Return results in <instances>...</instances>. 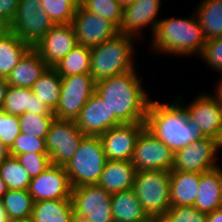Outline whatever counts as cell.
<instances>
[{
    "mask_svg": "<svg viewBox=\"0 0 222 222\" xmlns=\"http://www.w3.org/2000/svg\"><path fill=\"white\" fill-rule=\"evenodd\" d=\"M134 68L95 82V92L110 110V128L122 123H145L150 99Z\"/></svg>",
    "mask_w": 222,
    "mask_h": 222,
    "instance_id": "1",
    "label": "cell"
},
{
    "mask_svg": "<svg viewBox=\"0 0 222 222\" xmlns=\"http://www.w3.org/2000/svg\"><path fill=\"white\" fill-rule=\"evenodd\" d=\"M145 128L173 153L205 137L197 122L188 117L185 106L178 99L172 104L150 99Z\"/></svg>",
    "mask_w": 222,
    "mask_h": 222,
    "instance_id": "2",
    "label": "cell"
},
{
    "mask_svg": "<svg viewBox=\"0 0 222 222\" xmlns=\"http://www.w3.org/2000/svg\"><path fill=\"white\" fill-rule=\"evenodd\" d=\"M154 52L166 55L191 56L201 54L206 40L196 14L190 18L160 19L151 34ZM185 55V56H184Z\"/></svg>",
    "mask_w": 222,
    "mask_h": 222,
    "instance_id": "3",
    "label": "cell"
},
{
    "mask_svg": "<svg viewBox=\"0 0 222 222\" xmlns=\"http://www.w3.org/2000/svg\"><path fill=\"white\" fill-rule=\"evenodd\" d=\"M134 40L133 36L118 33L112 39L90 48L89 73L95 82L134 69Z\"/></svg>",
    "mask_w": 222,
    "mask_h": 222,
    "instance_id": "4",
    "label": "cell"
},
{
    "mask_svg": "<svg viewBox=\"0 0 222 222\" xmlns=\"http://www.w3.org/2000/svg\"><path fill=\"white\" fill-rule=\"evenodd\" d=\"M107 158L99 136H85L64 166L72 188L97 184Z\"/></svg>",
    "mask_w": 222,
    "mask_h": 222,
    "instance_id": "5",
    "label": "cell"
},
{
    "mask_svg": "<svg viewBox=\"0 0 222 222\" xmlns=\"http://www.w3.org/2000/svg\"><path fill=\"white\" fill-rule=\"evenodd\" d=\"M132 189L149 217L166 214L171 207L170 171H136Z\"/></svg>",
    "mask_w": 222,
    "mask_h": 222,
    "instance_id": "6",
    "label": "cell"
},
{
    "mask_svg": "<svg viewBox=\"0 0 222 222\" xmlns=\"http://www.w3.org/2000/svg\"><path fill=\"white\" fill-rule=\"evenodd\" d=\"M76 222H114L111 194L97 184L72 188Z\"/></svg>",
    "mask_w": 222,
    "mask_h": 222,
    "instance_id": "7",
    "label": "cell"
},
{
    "mask_svg": "<svg viewBox=\"0 0 222 222\" xmlns=\"http://www.w3.org/2000/svg\"><path fill=\"white\" fill-rule=\"evenodd\" d=\"M53 26L49 16L41 8L40 0H19L9 28L20 40L33 48Z\"/></svg>",
    "mask_w": 222,
    "mask_h": 222,
    "instance_id": "8",
    "label": "cell"
},
{
    "mask_svg": "<svg viewBox=\"0 0 222 222\" xmlns=\"http://www.w3.org/2000/svg\"><path fill=\"white\" fill-rule=\"evenodd\" d=\"M95 92V81L90 73L61 76V92L56 119L75 121L82 108Z\"/></svg>",
    "mask_w": 222,
    "mask_h": 222,
    "instance_id": "9",
    "label": "cell"
},
{
    "mask_svg": "<svg viewBox=\"0 0 222 222\" xmlns=\"http://www.w3.org/2000/svg\"><path fill=\"white\" fill-rule=\"evenodd\" d=\"M85 135L75 121L54 119L45 137L46 150L53 165L65 166L76 153Z\"/></svg>",
    "mask_w": 222,
    "mask_h": 222,
    "instance_id": "10",
    "label": "cell"
},
{
    "mask_svg": "<svg viewBox=\"0 0 222 222\" xmlns=\"http://www.w3.org/2000/svg\"><path fill=\"white\" fill-rule=\"evenodd\" d=\"M222 145L211 137H204L179 149L174 153V164L171 171L197 172L210 171L216 164L217 154Z\"/></svg>",
    "mask_w": 222,
    "mask_h": 222,
    "instance_id": "11",
    "label": "cell"
},
{
    "mask_svg": "<svg viewBox=\"0 0 222 222\" xmlns=\"http://www.w3.org/2000/svg\"><path fill=\"white\" fill-rule=\"evenodd\" d=\"M130 161L136 171H171L174 164V153L144 128L137 138Z\"/></svg>",
    "mask_w": 222,
    "mask_h": 222,
    "instance_id": "12",
    "label": "cell"
},
{
    "mask_svg": "<svg viewBox=\"0 0 222 222\" xmlns=\"http://www.w3.org/2000/svg\"><path fill=\"white\" fill-rule=\"evenodd\" d=\"M72 25L77 43L89 48L98 46L119 33L118 28L112 22L83 7L76 9Z\"/></svg>",
    "mask_w": 222,
    "mask_h": 222,
    "instance_id": "13",
    "label": "cell"
},
{
    "mask_svg": "<svg viewBox=\"0 0 222 222\" xmlns=\"http://www.w3.org/2000/svg\"><path fill=\"white\" fill-rule=\"evenodd\" d=\"M177 99L185 104L188 117L197 122L203 135L214 138L222 145V107L211 94L201 93L187 105L180 95Z\"/></svg>",
    "mask_w": 222,
    "mask_h": 222,
    "instance_id": "14",
    "label": "cell"
},
{
    "mask_svg": "<svg viewBox=\"0 0 222 222\" xmlns=\"http://www.w3.org/2000/svg\"><path fill=\"white\" fill-rule=\"evenodd\" d=\"M28 192L34 202L70 199L72 186L64 166L51 164L43 173L31 178Z\"/></svg>",
    "mask_w": 222,
    "mask_h": 222,
    "instance_id": "15",
    "label": "cell"
},
{
    "mask_svg": "<svg viewBox=\"0 0 222 222\" xmlns=\"http://www.w3.org/2000/svg\"><path fill=\"white\" fill-rule=\"evenodd\" d=\"M145 123H122L100 135L108 161H130Z\"/></svg>",
    "mask_w": 222,
    "mask_h": 222,
    "instance_id": "16",
    "label": "cell"
},
{
    "mask_svg": "<svg viewBox=\"0 0 222 222\" xmlns=\"http://www.w3.org/2000/svg\"><path fill=\"white\" fill-rule=\"evenodd\" d=\"M72 24L54 25L33 47L49 67H54L77 46Z\"/></svg>",
    "mask_w": 222,
    "mask_h": 222,
    "instance_id": "17",
    "label": "cell"
},
{
    "mask_svg": "<svg viewBox=\"0 0 222 222\" xmlns=\"http://www.w3.org/2000/svg\"><path fill=\"white\" fill-rule=\"evenodd\" d=\"M161 4V0H138L123 8L118 28L119 34L130 35L140 40L142 28H147V26H150L148 29H151L153 34L159 19H161H157Z\"/></svg>",
    "mask_w": 222,
    "mask_h": 222,
    "instance_id": "18",
    "label": "cell"
},
{
    "mask_svg": "<svg viewBox=\"0 0 222 222\" xmlns=\"http://www.w3.org/2000/svg\"><path fill=\"white\" fill-rule=\"evenodd\" d=\"M75 124L85 136H100L110 129L109 107L96 92L82 108Z\"/></svg>",
    "mask_w": 222,
    "mask_h": 222,
    "instance_id": "19",
    "label": "cell"
},
{
    "mask_svg": "<svg viewBox=\"0 0 222 222\" xmlns=\"http://www.w3.org/2000/svg\"><path fill=\"white\" fill-rule=\"evenodd\" d=\"M1 110L17 116L25 112L43 116H55L43 103V100L32 93L31 88L10 85Z\"/></svg>",
    "mask_w": 222,
    "mask_h": 222,
    "instance_id": "20",
    "label": "cell"
},
{
    "mask_svg": "<svg viewBox=\"0 0 222 222\" xmlns=\"http://www.w3.org/2000/svg\"><path fill=\"white\" fill-rule=\"evenodd\" d=\"M136 170L131 161H106L97 183L111 195L133 188Z\"/></svg>",
    "mask_w": 222,
    "mask_h": 222,
    "instance_id": "21",
    "label": "cell"
},
{
    "mask_svg": "<svg viewBox=\"0 0 222 222\" xmlns=\"http://www.w3.org/2000/svg\"><path fill=\"white\" fill-rule=\"evenodd\" d=\"M194 207L204 213L213 212L222 207V169L216 167L201 173L199 191Z\"/></svg>",
    "mask_w": 222,
    "mask_h": 222,
    "instance_id": "22",
    "label": "cell"
},
{
    "mask_svg": "<svg viewBox=\"0 0 222 222\" xmlns=\"http://www.w3.org/2000/svg\"><path fill=\"white\" fill-rule=\"evenodd\" d=\"M49 66L31 48L12 69L6 80L10 86L31 88Z\"/></svg>",
    "mask_w": 222,
    "mask_h": 222,
    "instance_id": "23",
    "label": "cell"
},
{
    "mask_svg": "<svg viewBox=\"0 0 222 222\" xmlns=\"http://www.w3.org/2000/svg\"><path fill=\"white\" fill-rule=\"evenodd\" d=\"M201 173L170 171L171 206H194Z\"/></svg>",
    "mask_w": 222,
    "mask_h": 222,
    "instance_id": "24",
    "label": "cell"
},
{
    "mask_svg": "<svg viewBox=\"0 0 222 222\" xmlns=\"http://www.w3.org/2000/svg\"><path fill=\"white\" fill-rule=\"evenodd\" d=\"M114 222H146L150 219L133 189L111 195Z\"/></svg>",
    "mask_w": 222,
    "mask_h": 222,
    "instance_id": "25",
    "label": "cell"
},
{
    "mask_svg": "<svg viewBox=\"0 0 222 222\" xmlns=\"http://www.w3.org/2000/svg\"><path fill=\"white\" fill-rule=\"evenodd\" d=\"M30 222H76L72 199L34 202Z\"/></svg>",
    "mask_w": 222,
    "mask_h": 222,
    "instance_id": "26",
    "label": "cell"
},
{
    "mask_svg": "<svg viewBox=\"0 0 222 222\" xmlns=\"http://www.w3.org/2000/svg\"><path fill=\"white\" fill-rule=\"evenodd\" d=\"M31 48L11 31L0 36V79H6Z\"/></svg>",
    "mask_w": 222,
    "mask_h": 222,
    "instance_id": "27",
    "label": "cell"
},
{
    "mask_svg": "<svg viewBox=\"0 0 222 222\" xmlns=\"http://www.w3.org/2000/svg\"><path fill=\"white\" fill-rule=\"evenodd\" d=\"M195 14L206 41L222 36V0H200Z\"/></svg>",
    "mask_w": 222,
    "mask_h": 222,
    "instance_id": "28",
    "label": "cell"
},
{
    "mask_svg": "<svg viewBox=\"0 0 222 222\" xmlns=\"http://www.w3.org/2000/svg\"><path fill=\"white\" fill-rule=\"evenodd\" d=\"M2 203L10 222L30 221L34 200L28 190L8 189Z\"/></svg>",
    "mask_w": 222,
    "mask_h": 222,
    "instance_id": "29",
    "label": "cell"
},
{
    "mask_svg": "<svg viewBox=\"0 0 222 222\" xmlns=\"http://www.w3.org/2000/svg\"><path fill=\"white\" fill-rule=\"evenodd\" d=\"M31 90L34 95L43 100L48 109L54 112L61 92V76L53 67H48L33 84Z\"/></svg>",
    "mask_w": 222,
    "mask_h": 222,
    "instance_id": "30",
    "label": "cell"
},
{
    "mask_svg": "<svg viewBox=\"0 0 222 222\" xmlns=\"http://www.w3.org/2000/svg\"><path fill=\"white\" fill-rule=\"evenodd\" d=\"M90 65L91 49L84 45L78 44L53 68L60 76H71L76 74L89 73Z\"/></svg>",
    "mask_w": 222,
    "mask_h": 222,
    "instance_id": "31",
    "label": "cell"
},
{
    "mask_svg": "<svg viewBox=\"0 0 222 222\" xmlns=\"http://www.w3.org/2000/svg\"><path fill=\"white\" fill-rule=\"evenodd\" d=\"M0 177L12 190H28L31 181L25 168L11 155L0 164Z\"/></svg>",
    "mask_w": 222,
    "mask_h": 222,
    "instance_id": "32",
    "label": "cell"
},
{
    "mask_svg": "<svg viewBox=\"0 0 222 222\" xmlns=\"http://www.w3.org/2000/svg\"><path fill=\"white\" fill-rule=\"evenodd\" d=\"M20 131L26 135L45 138L55 116H43L25 112L18 116Z\"/></svg>",
    "mask_w": 222,
    "mask_h": 222,
    "instance_id": "33",
    "label": "cell"
},
{
    "mask_svg": "<svg viewBox=\"0 0 222 222\" xmlns=\"http://www.w3.org/2000/svg\"><path fill=\"white\" fill-rule=\"evenodd\" d=\"M41 8L54 25L72 24L76 7L68 0H40Z\"/></svg>",
    "mask_w": 222,
    "mask_h": 222,
    "instance_id": "34",
    "label": "cell"
},
{
    "mask_svg": "<svg viewBox=\"0 0 222 222\" xmlns=\"http://www.w3.org/2000/svg\"><path fill=\"white\" fill-rule=\"evenodd\" d=\"M82 7L89 12L104 17L119 28L123 7L117 0H84Z\"/></svg>",
    "mask_w": 222,
    "mask_h": 222,
    "instance_id": "35",
    "label": "cell"
},
{
    "mask_svg": "<svg viewBox=\"0 0 222 222\" xmlns=\"http://www.w3.org/2000/svg\"><path fill=\"white\" fill-rule=\"evenodd\" d=\"M24 153L48 154L45 138H38L20 132L10 149V155L16 157Z\"/></svg>",
    "mask_w": 222,
    "mask_h": 222,
    "instance_id": "36",
    "label": "cell"
},
{
    "mask_svg": "<svg viewBox=\"0 0 222 222\" xmlns=\"http://www.w3.org/2000/svg\"><path fill=\"white\" fill-rule=\"evenodd\" d=\"M20 132L18 116L0 110V142L11 149Z\"/></svg>",
    "mask_w": 222,
    "mask_h": 222,
    "instance_id": "37",
    "label": "cell"
},
{
    "mask_svg": "<svg viewBox=\"0 0 222 222\" xmlns=\"http://www.w3.org/2000/svg\"><path fill=\"white\" fill-rule=\"evenodd\" d=\"M16 158L31 178L37 177L51 165L48 154L24 153L17 155Z\"/></svg>",
    "mask_w": 222,
    "mask_h": 222,
    "instance_id": "38",
    "label": "cell"
},
{
    "mask_svg": "<svg viewBox=\"0 0 222 222\" xmlns=\"http://www.w3.org/2000/svg\"><path fill=\"white\" fill-rule=\"evenodd\" d=\"M200 58L213 70L222 73V36L207 40Z\"/></svg>",
    "mask_w": 222,
    "mask_h": 222,
    "instance_id": "39",
    "label": "cell"
},
{
    "mask_svg": "<svg viewBox=\"0 0 222 222\" xmlns=\"http://www.w3.org/2000/svg\"><path fill=\"white\" fill-rule=\"evenodd\" d=\"M167 213L175 222H205L207 217L194 206H171Z\"/></svg>",
    "mask_w": 222,
    "mask_h": 222,
    "instance_id": "40",
    "label": "cell"
},
{
    "mask_svg": "<svg viewBox=\"0 0 222 222\" xmlns=\"http://www.w3.org/2000/svg\"><path fill=\"white\" fill-rule=\"evenodd\" d=\"M19 0H0V16L9 25L13 21L17 12Z\"/></svg>",
    "mask_w": 222,
    "mask_h": 222,
    "instance_id": "41",
    "label": "cell"
},
{
    "mask_svg": "<svg viewBox=\"0 0 222 222\" xmlns=\"http://www.w3.org/2000/svg\"><path fill=\"white\" fill-rule=\"evenodd\" d=\"M205 222H222V207L207 213Z\"/></svg>",
    "mask_w": 222,
    "mask_h": 222,
    "instance_id": "42",
    "label": "cell"
},
{
    "mask_svg": "<svg viewBox=\"0 0 222 222\" xmlns=\"http://www.w3.org/2000/svg\"><path fill=\"white\" fill-rule=\"evenodd\" d=\"M9 84L6 79H0V110L3 106L4 99L7 95Z\"/></svg>",
    "mask_w": 222,
    "mask_h": 222,
    "instance_id": "43",
    "label": "cell"
},
{
    "mask_svg": "<svg viewBox=\"0 0 222 222\" xmlns=\"http://www.w3.org/2000/svg\"><path fill=\"white\" fill-rule=\"evenodd\" d=\"M150 219L153 221V222H175L173 220V218L168 214H157V215H154L152 217H150Z\"/></svg>",
    "mask_w": 222,
    "mask_h": 222,
    "instance_id": "44",
    "label": "cell"
},
{
    "mask_svg": "<svg viewBox=\"0 0 222 222\" xmlns=\"http://www.w3.org/2000/svg\"><path fill=\"white\" fill-rule=\"evenodd\" d=\"M222 75V74H221ZM216 91H215V95L211 96L217 101V103L222 107V77L220 79V81L217 84L216 87Z\"/></svg>",
    "mask_w": 222,
    "mask_h": 222,
    "instance_id": "45",
    "label": "cell"
},
{
    "mask_svg": "<svg viewBox=\"0 0 222 222\" xmlns=\"http://www.w3.org/2000/svg\"><path fill=\"white\" fill-rule=\"evenodd\" d=\"M10 156V149L0 142V164Z\"/></svg>",
    "mask_w": 222,
    "mask_h": 222,
    "instance_id": "46",
    "label": "cell"
},
{
    "mask_svg": "<svg viewBox=\"0 0 222 222\" xmlns=\"http://www.w3.org/2000/svg\"><path fill=\"white\" fill-rule=\"evenodd\" d=\"M10 31L9 24L3 20V18L0 16V36L5 35Z\"/></svg>",
    "mask_w": 222,
    "mask_h": 222,
    "instance_id": "47",
    "label": "cell"
},
{
    "mask_svg": "<svg viewBox=\"0 0 222 222\" xmlns=\"http://www.w3.org/2000/svg\"><path fill=\"white\" fill-rule=\"evenodd\" d=\"M0 222H10L2 201H0Z\"/></svg>",
    "mask_w": 222,
    "mask_h": 222,
    "instance_id": "48",
    "label": "cell"
},
{
    "mask_svg": "<svg viewBox=\"0 0 222 222\" xmlns=\"http://www.w3.org/2000/svg\"><path fill=\"white\" fill-rule=\"evenodd\" d=\"M8 188L6 183L0 177V201H2L3 196L7 192Z\"/></svg>",
    "mask_w": 222,
    "mask_h": 222,
    "instance_id": "49",
    "label": "cell"
},
{
    "mask_svg": "<svg viewBox=\"0 0 222 222\" xmlns=\"http://www.w3.org/2000/svg\"><path fill=\"white\" fill-rule=\"evenodd\" d=\"M120 5L125 8L126 6H129L131 4H133L134 2L138 1V0H117Z\"/></svg>",
    "mask_w": 222,
    "mask_h": 222,
    "instance_id": "50",
    "label": "cell"
},
{
    "mask_svg": "<svg viewBox=\"0 0 222 222\" xmlns=\"http://www.w3.org/2000/svg\"><path fill=\"white\" fill-rule=\"evenodd\" d=\"M71 2L76 8H80L83 6L84 0H68Z\"/></svg>",
    "mask_w": 222,
    "mask_h": 222,
    "instance_id": "51",
    "label": "cell"
}]
</instances>
